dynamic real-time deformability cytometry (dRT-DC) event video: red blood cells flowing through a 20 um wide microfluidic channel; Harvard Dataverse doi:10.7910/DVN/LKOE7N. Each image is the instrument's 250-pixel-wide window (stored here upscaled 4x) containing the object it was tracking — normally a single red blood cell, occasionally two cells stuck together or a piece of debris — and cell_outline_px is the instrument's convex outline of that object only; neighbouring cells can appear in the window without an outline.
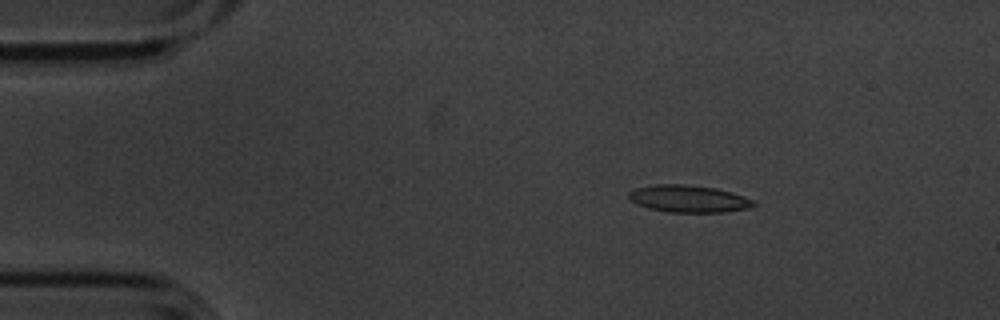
{"species": "common noctule bat (a hibernating species)", "species_latin": "Nyctalus noctula", "temperature_condition": "cold", "stored_images_in_passage": 5, "camera_frame_rate_fps": 3000, "um_per_image_px": 0.085, "animal": {"sex": "male", "body_mass_g": 20.1, "forearm_length_mm": 53.5}, "frame": {"image": 1, "passage_image": 3, "time_ms": 0.667, "image_size_px": [1000, 320], "cell_outline_px": [[756, 204], [748, 208], [720, 212], [668, 212], [648, 208], [632, 200], [628, 196], [628, 192], [636, 188], [652, 184], [684, 184], [716, 188], [732, 192], [756, 200]], "centroid_in_image_um": [58.55, 16.88], "position_along_channel_um": 26.4, "area_um2": 19.71}}